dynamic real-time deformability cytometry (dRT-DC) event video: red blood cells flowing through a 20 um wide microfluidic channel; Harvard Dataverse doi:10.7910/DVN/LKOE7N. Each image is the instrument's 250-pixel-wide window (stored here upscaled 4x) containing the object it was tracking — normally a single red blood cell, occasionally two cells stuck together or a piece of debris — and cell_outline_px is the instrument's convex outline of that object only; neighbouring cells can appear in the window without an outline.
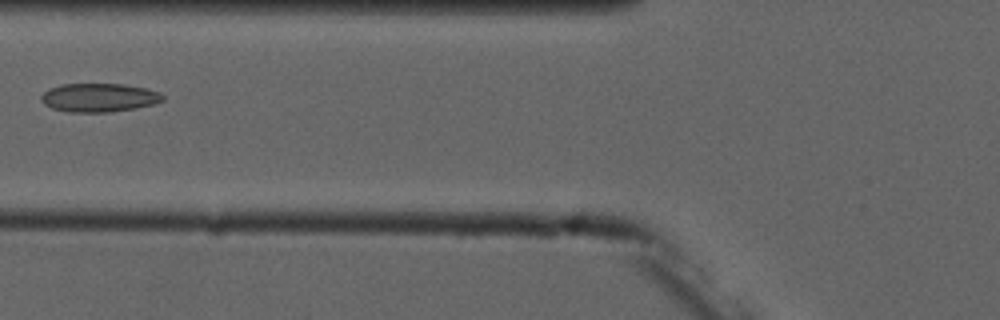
{"species": "common noctule bat (a hibernating species)", "species_latin": "Nyctalus noctula", "temperature_condition": "cold", "stored_images_in_passage": 5, "camera_frame_rate_fps": 3000, "um_per_image_px": 0.085, "animal": {"sex": "male", "forearm_length_mm": 52.5}, "frame": {"image": 1, "passage_image": 5, "time_ms": 6.333, "image_size_px": [1000, 320], "cell_outline_px": [[164, 100], [152, 104], [136, 108], [108, 112], [68, 112], [52, 108], [44, 104], [40, 100], [40, 96], [48, 88], [60, 84], [124, 84], [144, 88], [160, 92], [164, 96]], "centroid_in_image_um": [8.38, 8.29], "position_along_channel_um": 117.4, "area_um2": 20.35}}